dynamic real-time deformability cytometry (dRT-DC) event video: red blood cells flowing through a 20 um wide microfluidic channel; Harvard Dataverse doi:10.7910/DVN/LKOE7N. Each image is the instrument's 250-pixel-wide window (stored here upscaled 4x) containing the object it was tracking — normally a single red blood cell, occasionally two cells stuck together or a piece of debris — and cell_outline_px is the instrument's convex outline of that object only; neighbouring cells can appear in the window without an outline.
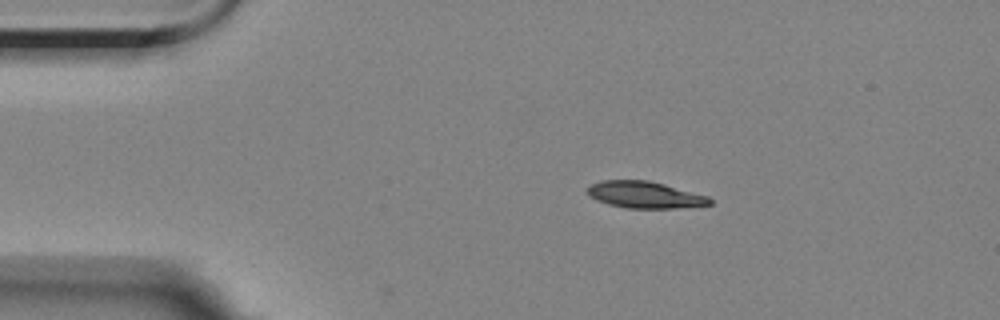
{"species": "Egyptian fruit bat (a non-hibernating species)", "species_latin": "Rousettus aegyptiacus", "temperature_condition": "room temperature", "stored_images_in_passage": 3, "camera_frame_rate_fps": 3000, "um_per_image_px": 0.085, "animal": {"sex": "female"}, "frame": {"image": 1, "passage_image": 1, "time_ms": 0.0, "image_size_px": [1000, 320], "cell_outline_px": [[712, 204], [676, 208], [624, 208], [608, 204], [588, 196], [588, 188], [592, 184], [600, 180], [648, 180], [664, 184], [708, 196], [712, 200]], "centroid_in_image_um": [54.8, 16.56], "position_along_channel_um": 30.2, "area_um2": 18.96}}